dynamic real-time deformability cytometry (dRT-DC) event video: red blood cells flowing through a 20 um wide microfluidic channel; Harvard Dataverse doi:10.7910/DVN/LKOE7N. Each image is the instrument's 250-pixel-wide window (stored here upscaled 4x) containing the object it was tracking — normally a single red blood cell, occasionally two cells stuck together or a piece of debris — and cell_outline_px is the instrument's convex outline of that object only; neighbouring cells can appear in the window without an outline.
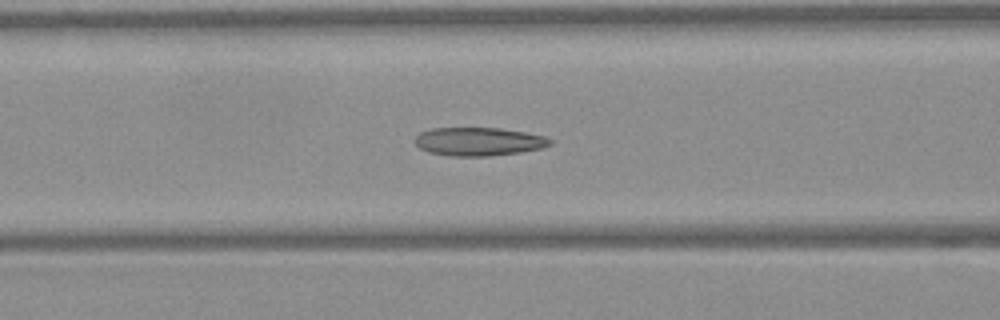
{"species": "Egyptian fruit bat (a non-hibernating species)", "species_latin": "Rousettus aegyptiacus", "temperature_condition": "warm", "stored_images_in_passage": 39, "camera_frame_rate_fps": 3000, "um_per_image_px": 0.085, "frame": {"image": 1, "passage_image": 9, "time_ms": 2.667, "image_size_px": [1000, 320], "cell_outline_px": [[552, 144], [544, 148], [520, 152], [488, 156], [448, 156], [428, 152], [420, 148], [416, 144], [416, 136], [420, 132], [432, 128], [500, 128], [524, 132], [544, 136], [552, 140]], "centroid_in_image_um": [40.7, 12.03], "position_along_channel_um": 125.9, "area_um2": 22.37}}
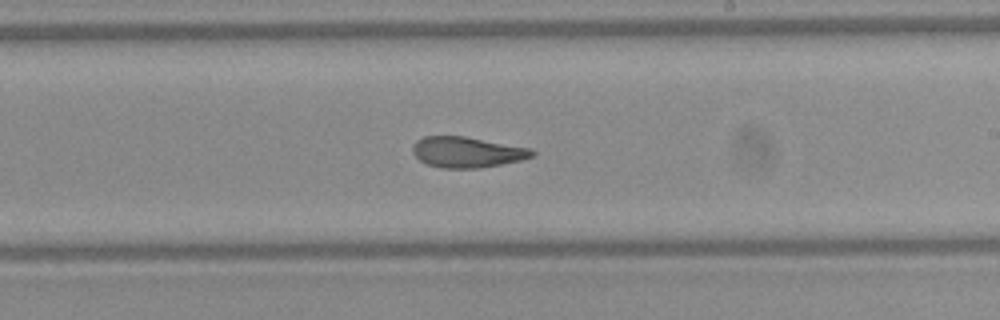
{"frame": {"image": 2, "passage_image": 18, "time_ms": 5.667, "image_size_px": [1000, 320], "cell_outline_px": [[536, 152], [532, 156], [520, 160], [480, 168], [440, 168], [428, 164], [420, 160], [412, 152], [412, 144], [416, 140], [424, 136], [464, 136], [532, 148]], "centroid_in_image_um": [39.68, 12.92], "position_along_channel_um": 249.3, "area_um2": 21.39}}
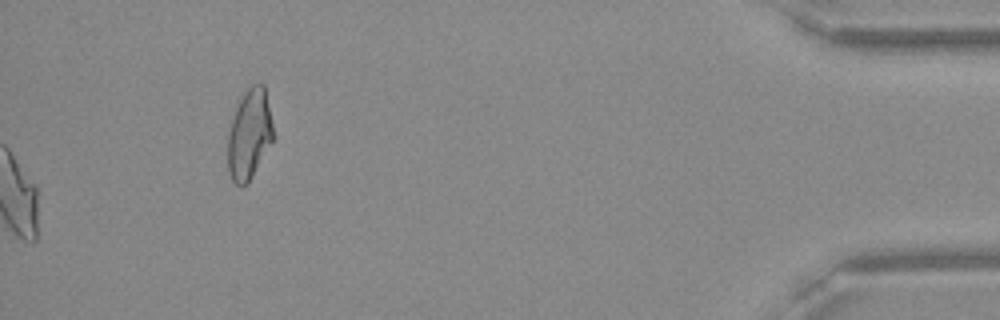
{"frame": {"image": 3, "passage_image": 39, "time_ms": 12.667, "image_size_px": [1000, 320], "cell_outline_px": [[276, 136], [248, 184], [240, 188], [232, 180], [228, 172], [228, 132], [236, 108], [244, 92], [252, 84], [264, 84]], "centroid_in_image_um": [21.22, 11.45], "position_along_channel_um": 414.0, "area_um2": 24.22}, "authors_computed_cell_mechanics": {"area_um2": 22.4264, "velocity_mm_per_s": 4.112, "shape_relaxation_time_tau1_ms": null, "shape_relaxation_time_tau2_ms": 2.1605, "deformation_change_tau1": null, "deformation_change_tau2": 0.1001}}